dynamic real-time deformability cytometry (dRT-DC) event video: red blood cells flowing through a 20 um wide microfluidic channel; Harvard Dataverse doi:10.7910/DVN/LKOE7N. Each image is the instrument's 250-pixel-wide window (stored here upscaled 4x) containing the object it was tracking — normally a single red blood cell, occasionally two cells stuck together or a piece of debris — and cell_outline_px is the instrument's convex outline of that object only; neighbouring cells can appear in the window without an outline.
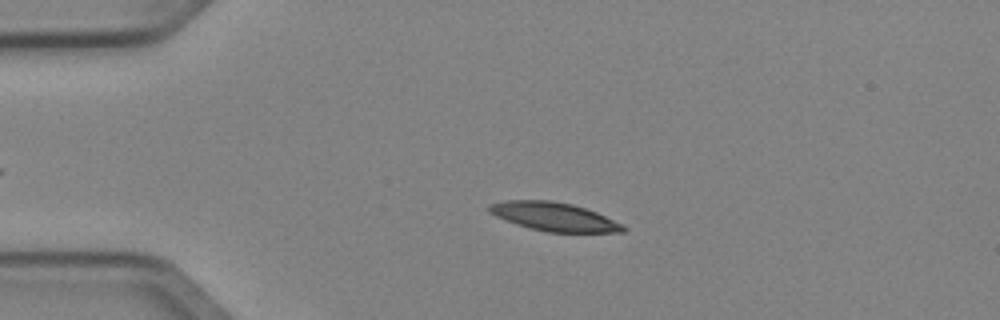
{"species": "Egyptian fruit bat (a non-hibernating species)", "species_latin": "Rousettus aegyptiacus", "temperature_condition": "cold", "stored_images_in_passage": 34, "camera_frame_rate_fps": 3000, "um_per_image_px": 0.085, "animal": {"sex": "female"}, "frame": {"image": 1, "passage_image": 1, "time_ms": 0.0, "image_size_px": [1000, 320], "cell_outline_px": [[628, 228], [624, 232], [548, 232], [528, 228], [516, 224], [496, 216], [488, 212], [488, 204], [504, 200], [552, 200], [572, 204], [596, 212], [624, 224]], "centroid_in_image_um": [47.09, 18.41], "position_along_channel_um": 37.9, "area_um2": 22.43}}
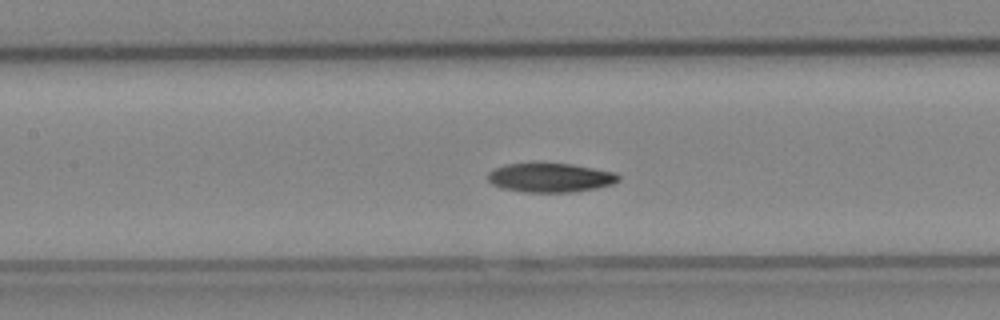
{"frame": {"image": 2, "passage_image": 13, "time_ms": 4.0, "image_size_px": [1000, 320], "cell_outline_px": [[620, 180], [612, 184], [596, 188], [572, 192], [524, 192], [500, 188], [492, 184], [488, 180], [488, 172], [504, 164], [536, 160], [572, 164], [616, 172], [620, 176]], "centroid_in_image_um": [46.74, 15.05], "position_along_channel_um": 160.7, "area_um2": 23.06}}
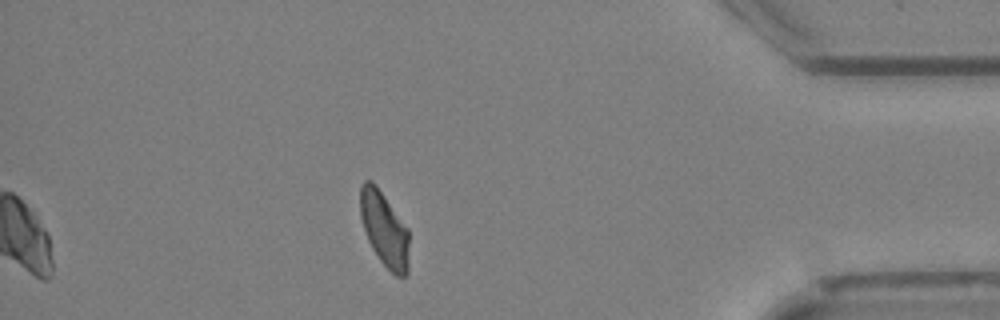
{"frame": {"image": 3, "passage_image": 34, "time_ms": 11.0, "image_size_px": [1000, 320], "cell_outline_px": [[408, 272], [404, 276], [396, 276], [380, 260], [372, 248], [368, 240], [360, 216], [360, 184], [364, 180], [372, 180], [376, 184], [408, 228]], "centroid_in_image_um": [32.66, 19.43], "position_along_channel_um": 402.5, "area_um2": 21.21}, "authors_computed_cell_mechanics": {"area_um2": 22.4264, "velocity_mm_per_s": 4.0183, "shape_relaxation_time_tau1_ms": 8.2531, "shape_relaxation_time_tau2_ms": 5.5426, "deformation_change_tau1": 0.1762, "deformation_change_tau2": 0.1188}}